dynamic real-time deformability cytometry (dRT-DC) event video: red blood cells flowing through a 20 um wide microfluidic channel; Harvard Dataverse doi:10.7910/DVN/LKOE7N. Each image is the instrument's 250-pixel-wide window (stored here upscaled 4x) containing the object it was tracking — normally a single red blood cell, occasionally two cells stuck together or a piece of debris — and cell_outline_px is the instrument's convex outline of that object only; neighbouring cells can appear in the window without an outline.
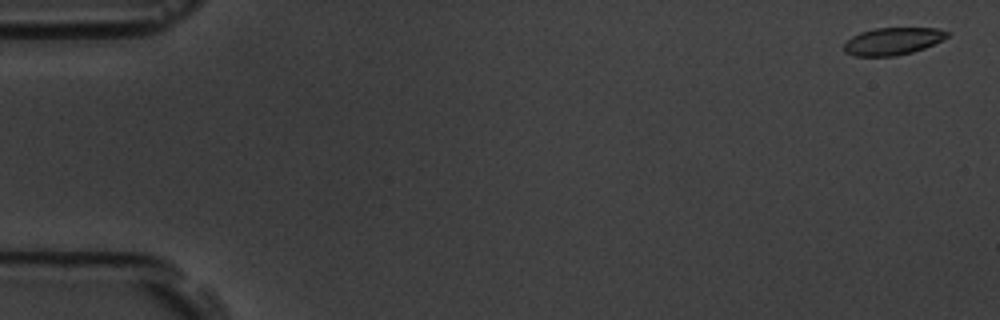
{"species": "common noctule bat (a hibernating species)", "species_latin": "Nyctalus noctula", "temperature_condition": "room temperature", "stored_images_in_passage": 5, "camera_frame_rate_fps": 3000, "um_per_image_px": 0.085, "animal": {"sex": "male", "body_mass_g": 19.5, "forearm_length_mm": 54.6}, "frame": {"image": 1, "passage_image": 1, "time_ms": 0.0, "image_size_px": [1000, 320], "cell_outline_px": [[952, 32], [948, 36], [924, 48], [912, 52], [896, 56], [856, 56], [844, 52], [844, 44], [852, 36], [860, 32], [876, 28], [936, 28]], "centroid_in_image_um": [75.87, 3.5], "position_along_channel_um": 9.1, "area_um2": 16.36}}
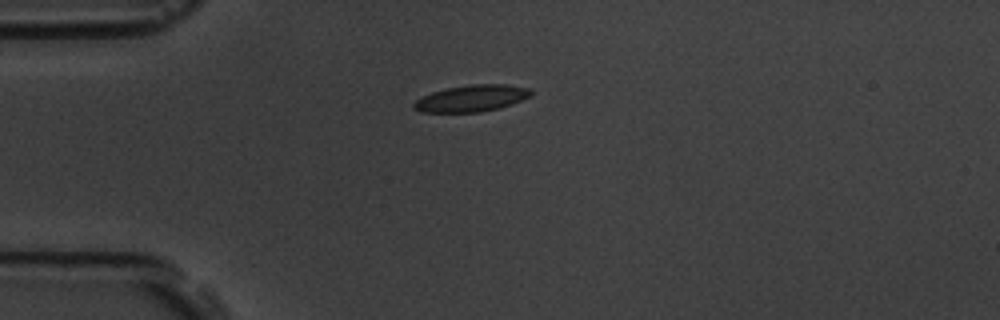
{"frame": {"image": 2, "passage_image": 4, "time_ms": 4.333, "image_size_px": [1000, 320], "cell_outline_px": [[532, 96], [512, 104], [500, 108], [480, 112], [420, 112], [412, 108], [412, 104], [416, 100], [432, 92], [444, 88], [468, 84], [504, 84], [532, 88]], "centroid_in_image_um": [40.1, 8.35], "position_along_channel_um": 44.9, "area_um2": 18.44}}